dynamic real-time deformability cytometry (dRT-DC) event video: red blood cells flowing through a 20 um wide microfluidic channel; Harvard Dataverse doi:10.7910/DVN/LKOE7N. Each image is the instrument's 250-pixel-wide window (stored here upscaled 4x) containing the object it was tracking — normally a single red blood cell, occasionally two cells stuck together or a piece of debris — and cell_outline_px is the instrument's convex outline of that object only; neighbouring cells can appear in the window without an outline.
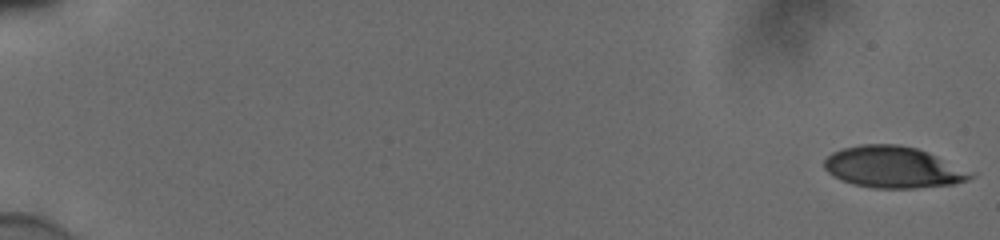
{"species": "human", "species_latin": "Homo sapiens", "temperature_condition": "cold", "stored_images_in_passage": 55, "camera_frame_rate_fps": 3000, "um_per_image_px": 0.085, "donor": {"sex": "male"}, "frame": {"image": 1, "passage_image": 1, "time_ms": 0.0, "image_size_px": [1000, 240], "cell_outline_px": [[976, 176], [968, 180], [952, 184], [916, 188], [872, 188], [852, 184], [840, 180], [832, 176], [824, 168], [824, 160], [832, 152], [844, 148], [860, 144], [896, 144], [916, 148], [936, 156]], "centroid_in_image_um": [75.83, 14.22], "position_along_channel_um": 9.2, "area_um2": 34.97}}
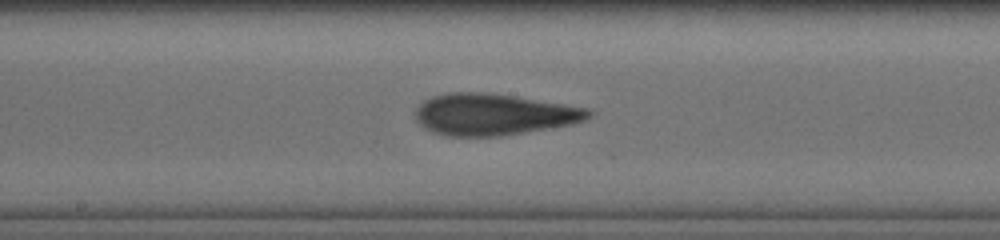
{"frame": {"image": 2, "passage_image": 32, "time_ms": 10.333, "image_size_px": [1000, 240], "cell_outline_px": [[592, 116], [584, 120], [572, 124], [552, 128], [500, 136], [444, 136], [432, 132], [424, 128], [416, 120], [416, 108], [424, 100], [432, 96], [452, 92], [476, 92], [512, 96], [588, 108], [592, 112]], "centroid_in_image_um": [41.93, 9.74], "position_along_channel_um": 206.3, "area_um2": 41.67}}
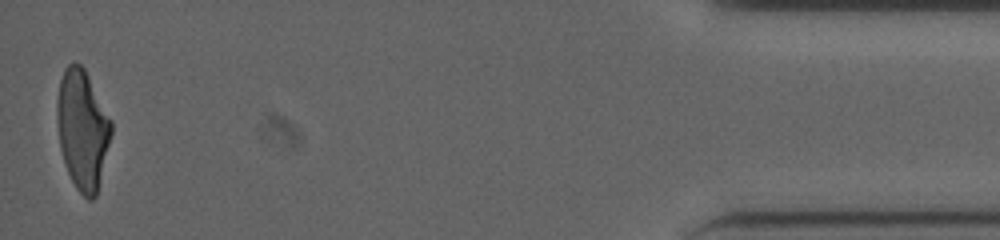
{"frame": {"image": 3, "passage_image": 55, "time_ms": 18.0, "image_size_px": [1000, 240], "cell_outline_px": [[112, 132], [96, 196], [92, 200], [88, 200], [76, 188], [68, 172], [60, 148], [56, 116], [56, 100], [60, 80], [64, 68], [68, 64], [80, 64], [84, 68], [112, 120]], "centroid_in_image_um": [7.0, 10.99], "position_along_channel_um": 428.2, "area_um2": 37.63}, "authors_computed_cell_mechanics": {"area_um2": 39.015, "velocity_mm_per_s": 3.8793, "shape_relaxation_time_tau1_ms": 5.2989, "shape_relaxation_time_tau2_ms": 1.8986, "deformation_change_tau1": 0.2138, "deformation_change_tau2": 0.1192}}